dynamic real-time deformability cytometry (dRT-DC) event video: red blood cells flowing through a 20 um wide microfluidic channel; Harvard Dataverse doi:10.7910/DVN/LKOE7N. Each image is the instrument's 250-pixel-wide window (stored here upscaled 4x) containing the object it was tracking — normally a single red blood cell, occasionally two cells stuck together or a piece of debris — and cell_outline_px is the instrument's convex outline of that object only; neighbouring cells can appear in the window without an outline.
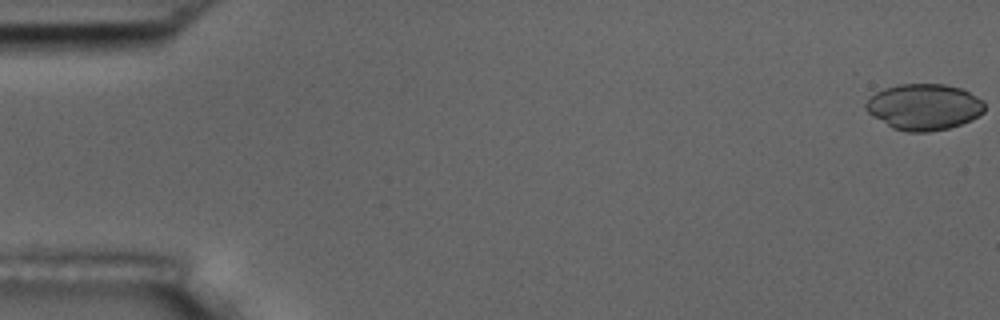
{"species": "common noctule bat (a hibernating species)", "species_latin": "Nyctalus noctula", "temperature_condition": "room temperature", "stored_images_in_passage": 55, "camera_frame_rate_fps": 3000, "um_per_image_px": 0.085, "animal": {"sex": "male", "body_mass_g": 17.5, "forearm_length_mm": 52.3}, "frame": {"image": 1, "passage_image": 1, "time_ms": 0.0, "image_size_px": [1000, 320], "cell_outline_px": [[984, 112], [972, 120], [948, 128], [928, 132], [908, 132], [892, 128], [872, 116], [864, 108], [864, 104], [876, 92], [884, 88], [900, 84], [944, 84], [960, 88], [984, 100]], "centroid_in_image_um": [78.53, 9.09], "position_along_channel_um": 6.5, "area_um2": 31.96}}